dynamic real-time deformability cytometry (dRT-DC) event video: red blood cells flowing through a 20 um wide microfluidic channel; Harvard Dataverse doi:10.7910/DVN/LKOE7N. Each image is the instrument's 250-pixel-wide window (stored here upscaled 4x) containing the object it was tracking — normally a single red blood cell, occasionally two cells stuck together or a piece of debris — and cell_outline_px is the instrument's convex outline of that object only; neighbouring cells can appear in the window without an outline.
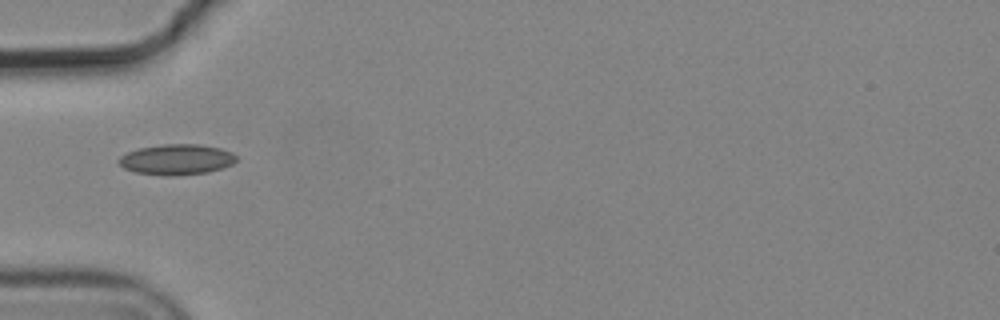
{"species": "common noctule bat (a hibernating species)", "species_latin": "Nyctalus noctula", "temperature_condition": "cold", "stored_images_in_passage": 10, "camera_frame_rate_fps": 3000, "um_per_image_px": 0.085, "animal": {"sex": "male", "body_mass_g": 19.2, "forearm_length_mm": 51.8}, "frame": {"image": 1, "passage_image": 5, "time_ms": 1.333, "image_size_px": [1000, 320], "cell_outline_px": [[236, 160], [232, 164], [208, 172], [176, 176], [168, 176], [136, 172], [124, 168], [116, 160], [120, 156], [128, 152], [140, 148], [164, 144], [200, 144], [220, 148], [232, 152], [236, 156]], "centroid_in_image_um": [15.01, 13.56], "position_along_channel_um": 70.0, "area_um2": 20.87}}
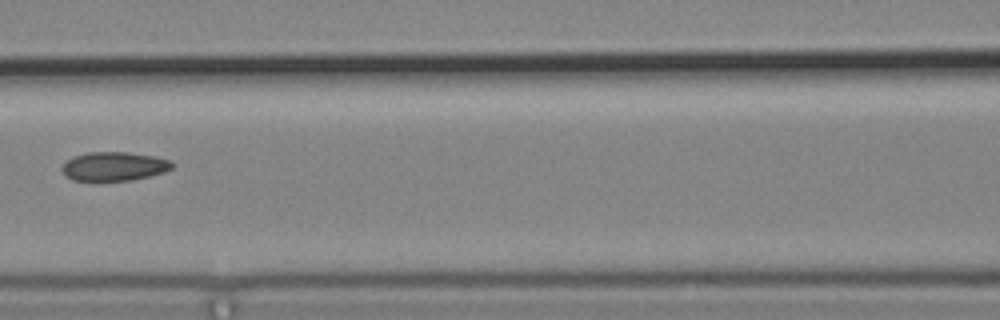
{"frame": {"image": 2, "passage_image": 7, "time_ms": 2.0, "image_size_px": [1000, 320], "cell_outline_px": [[176, 164], [172, 168], [164, 172], [132, 180], [96, 184], [72, 180], [64, 176], [60, 168], [72, 156], [88, 152], [128, 152], [156, 156], [172, 160]], "centroid_in_image_um": [9.66, 14.18], "position_along_channel_um": 156.9, "area_um2": 19.59}}
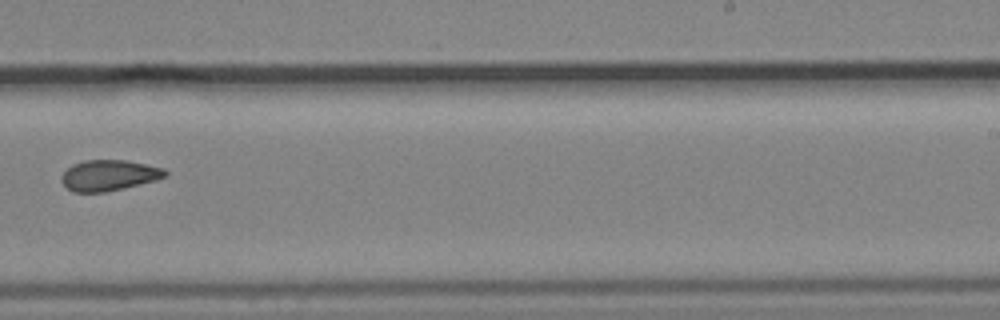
{"frame": {"image": 3, "passage_image": 10, "time_ms": 3.0, "image_size_px": [1000, 320], "cell_outline_px": [[168, 176], [156, 180], [124, 188], [104, 192], [72, 192], [60, 180], [60, 176], [72, 164], [84, 160], [128, 160], [164, 168], [168, 172]], "centroid_in_image_um": [9.27, 14.89], "position_along_channel_um": 279.7, "area_um2": 18.73}}